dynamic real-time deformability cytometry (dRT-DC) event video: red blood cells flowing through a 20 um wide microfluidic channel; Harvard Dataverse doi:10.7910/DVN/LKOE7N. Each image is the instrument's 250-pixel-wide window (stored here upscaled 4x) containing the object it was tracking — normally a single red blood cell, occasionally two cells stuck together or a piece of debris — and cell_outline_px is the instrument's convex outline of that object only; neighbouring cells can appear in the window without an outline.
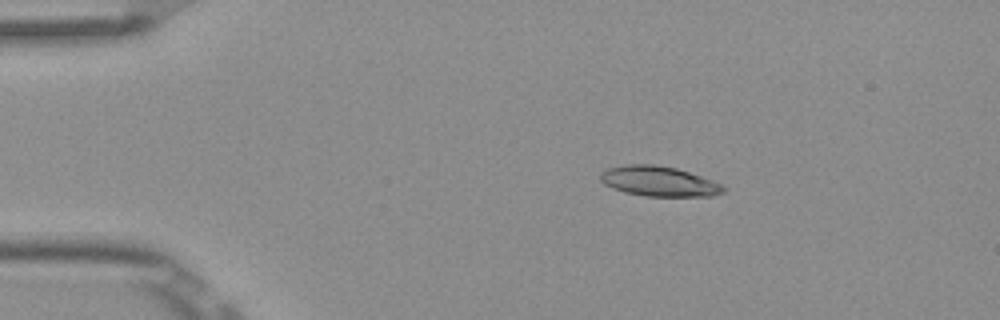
{"species": "Egyptian fruit bat (a non-hibernating species)", "species_latin": "Rousettus aegyptiacus", "temperature_condition": "room temperature", "stored_images_in_passage": 6, "camera_frame_rate_fps": 3000, "um_per_image_px": 0.085, "frame": {"image": 1, "passage_image": 3, "time_ms": 0.667, "image_size_px": [1000, 320], "cell_outline_px": [[728, 188], [724, 192], [712, 196], [644, 196], [624, 192], [612, 188], [604, 184], [600, 180], [600, 172], [608, 168], [624, 164], [656, 164], [676, 168], [712, 180]], "centroid_in_image_um": [55.99, 15.41], "position_along_channel_um": 29.0, "area_um2": 21.68}}
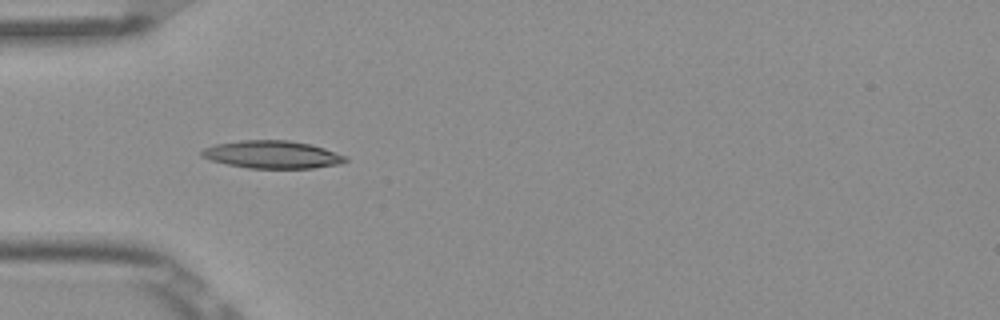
{"frame": {"image": 2, "passage_image": 5, "time_ms": 1.333, "image_size_px": [1000, 320], "cell_outline_px": [[348, 160], [340, 164], [312, 168], [248, 168], [228, 164], [212, 160], [200, 156], [200, 152], [204, 148], [216, 144], [240, 140], [288, 140], [312, 144], [348, 156]], "centroid_in_image_um": [23.17, 13.13], "position_along_channel_um": 61.8, "area_um2": 23.24}}
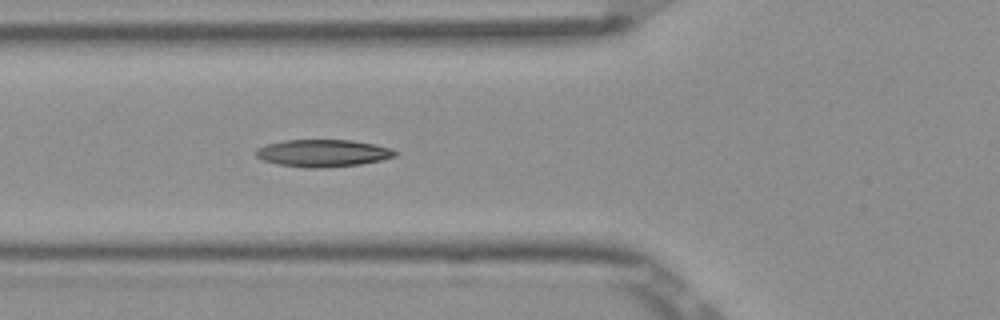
{"frame": {"image": 3, "passage_image": 6, "time_ms": 1.667, "image_size_px": [1000, 320], "cell_outline_px": [[400, 152], [396, 156], [380, 160], [360, 164], [316, 168], [304, 168], [276, 164], [264, 160], [256, 156], [256, 148], [264, 144], [284, 140], [352, 140], [372, 144], [388, 148]], "centroid_in_image_um": [27.4, 13.01], "position_along_channel_um": 98.4, "area_um2": 22.08}}